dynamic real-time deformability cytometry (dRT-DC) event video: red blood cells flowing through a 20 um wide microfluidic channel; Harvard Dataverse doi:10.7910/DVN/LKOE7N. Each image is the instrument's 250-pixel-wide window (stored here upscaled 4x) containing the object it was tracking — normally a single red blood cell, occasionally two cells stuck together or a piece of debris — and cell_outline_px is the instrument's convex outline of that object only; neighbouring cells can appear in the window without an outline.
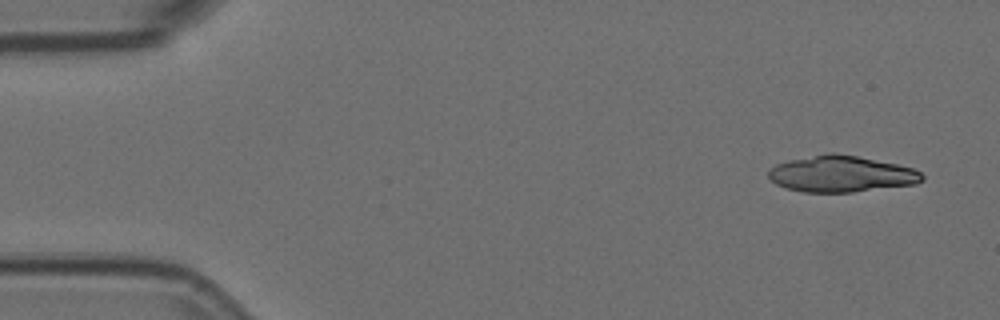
{"species": "Egyptian fruit bat (a non-hibernating species)", "species_latin": "Rousettus aegyptiacus", "temperature_condition": "room temperature", "stored_images_in_passage": 5, "camera_frame_rate_fps": 3000, "um_per_image_px": 0.085, "animal": {"sex": "female"}, "frame": {"image": 1, "passage_image": 1, "time_ms": 0.0, "image_size_px": [1000, 320], "cell_outline_px": [[924, 180], [916, 184], [852, 192], [804, 192], [784, 188], [776, 184], [768, 176], [768, 172], [776, 164], [788, 160], [828, 152], [836, 152], [896, 164], [912, 168], [920, 172], [924, 176]], "centroid_in_image_um": [71.49, 14.78], "position_along_channel_um": 13.5, "area_um2": 32.48}}